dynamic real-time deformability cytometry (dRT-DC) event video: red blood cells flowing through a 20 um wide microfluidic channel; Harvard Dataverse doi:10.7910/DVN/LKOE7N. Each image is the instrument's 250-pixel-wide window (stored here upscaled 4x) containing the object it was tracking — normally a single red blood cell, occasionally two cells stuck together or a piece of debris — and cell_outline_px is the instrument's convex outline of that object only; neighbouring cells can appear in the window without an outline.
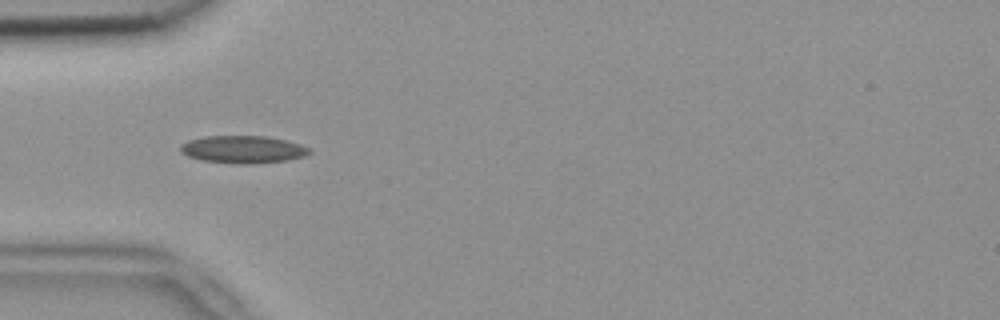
{"species": "common noctule bat (a hibernating species)", "species_latin": "Nyctalus noctula", "temperature_condition": "room temperature", "stored_images_in_passage": 1, "camera_frame_rate_fps": 3000, "um_per_image_px": 0.085, "animal": {"sex": "female", "body_mass_g": 18.4}, "frame": {"image": 1, "passage_image": 1, "time_ms": 0.0, "image_size_px": [1000, 320], "cell_outline_px": [[312, 152], [304, 156], [288, 160], [252, 164], [240, 164], [200, 160], [188, 156], [180, 152], [180, 144], [188, 140], [204, 136], [268, 136], [288, 140], [312, 148]], "centroid_in_image_um": [20.67, 12.69], "position_along_channel_um": 64.3, "area_um2": 20.98}}